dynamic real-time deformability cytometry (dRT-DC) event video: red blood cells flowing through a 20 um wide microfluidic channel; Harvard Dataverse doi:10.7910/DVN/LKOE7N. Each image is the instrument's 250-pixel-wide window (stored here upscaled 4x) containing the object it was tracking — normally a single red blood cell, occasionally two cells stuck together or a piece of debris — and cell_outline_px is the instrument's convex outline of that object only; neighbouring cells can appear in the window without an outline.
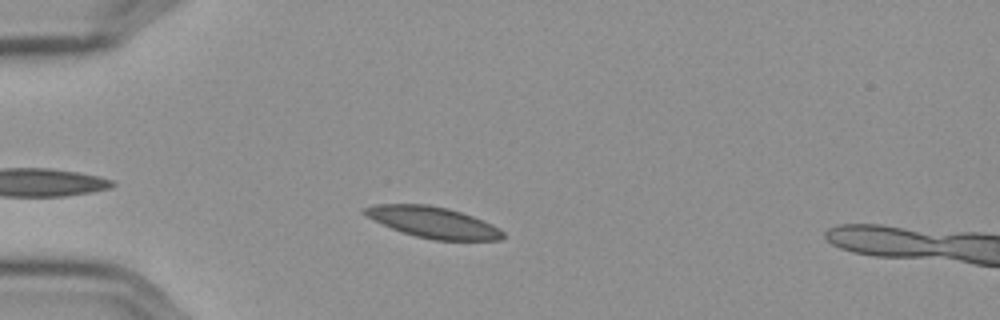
{"species": "Egyptian fruit bat (a non-hibernating species)", "species_latin": "Rousettus aegyptiacus", "temperature_condition": "cold", "stored_images_in_passage": 44, "camera_frame_rate_fps": 3000, "um_per_image_px": 0.085, "frame": {"image": 1, "passage_image": 6, "time_ms": 1.667, "image_size_px": [1000, 320], "cell_outline_px": [[504, 236], [500, 240], [432, 240], [416, 236], [392, 228], [360, 212], [364, 208], [380, 204], [428, 204], [460, 212], [472, 216], [492, 224], [500, 228], [504, 232]], "centroid_in_image_um": [36.85, 18.9], "position_along_channel_um": 48.1, "area_um2": 24.62}}
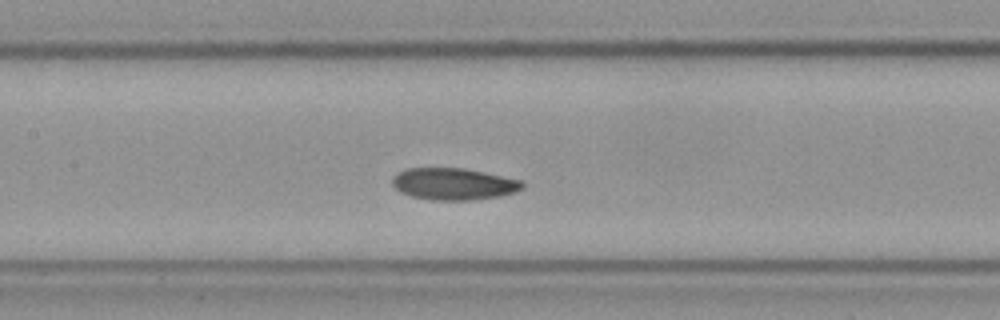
{"frame": {"image": 2, "passage_image": 18, "time_ms": 5.667, "image_size_px": [1000, 320], "cell_outline_px": [[524, 188], [516, 192], [500, 196], [472, 200], [432, 200], [412, 196], [400, 192], [392, 184], [392, 180], [404, 168], [460, 168], [520, 180], [524, 184]], "centroid_in_image_um": [38.55, 15.65], "position_along_channel_um": 168.8, "area_um2": 23.81}}
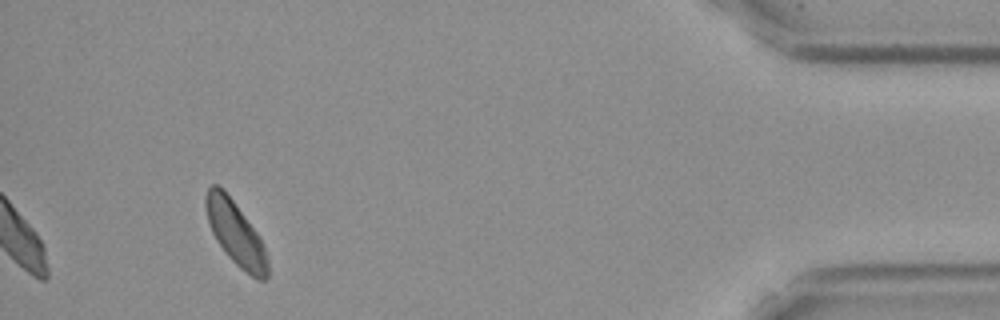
{"frame": {"image": 3, "passage_image": 44, "time_ms": 14.333, "image_size_px": [1000, 320], "cell_outline_px": [[268, 276], [264, 280], [256, 280], [240, 268], [228, 256], [216, 240], [212, 232], [208, 220], [204, 204], [204, 196], [208, 188], [212, 184], [216, 184], [224, 188], [256, 232], [264, 248], [268, 260]], "centroid_in_image_um": [20.0, 19.82], "position_along_channel_um": 415.2, "area_um2": 22.83}, "authors_computed_cell_mechanics": {"area_um2": 23.698, "velocity_mm_per_s": 3.5277, "shape_relaxation_time_tau1_ms": null, "shape_relaxation_time_tau2_ms": 5.8242, "deformation_change_tau1": null, "deformation_change_tau2": 0.0902}}